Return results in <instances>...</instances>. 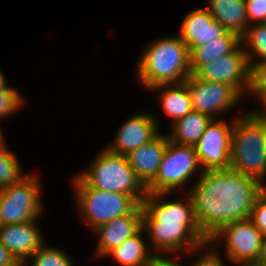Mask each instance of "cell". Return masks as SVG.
Segmentation results:
<instances>
[{"label": "cell", "mask_w": 266, "mask_h": 266, "mask_svg": "<svg viewBox=\"0 0 266 266\" xmlns=\"http://www.w3.org/2000/svg\"><path fill=\"white\" fill-rule=\"evenodd\" d=\"M248 91L261 100L266 95V61L250 63Z\"/></svg>", "instance_id": "26"}, {"label": "cell", "mask_w": 266, "mask_h": 266, "mask_svg": "<svg viewBox=\"0 0 266 266\" xmlns=\"http://www.w3.org/2000/svg\"><path fill=\"white\" fill-rule=\"evenodd\" d=\"M4 74L0 71V92L6 91L9 86L7 87V82Z\"/></svg>", "instance_id": "33"}, {"label": "cell", "mask_w": 266, "mask_h": 266, "mask_svg": "<svg viewBox=\"0 0 266 266\" xmlns=\"http://www.w3.org/2000/svg\"><path fill=\"white\" fill-rule=\"evenodd\" d=\"M217 251L209 250L206 253L203 254L200 259L197 260L192 266H224L222 263V260L220 258V255L216 254Z\"/></svg>", "instance_id": "30"}, {"label": "cell", "mask_w": 266, "mask_h": 266, "mask_svg": "<svg viewBox=\"0 0 266 266\" xmlns=\"http://www.w3.org/2000/svg\"><path fill=\"white\" fill-rule=\"evenodd\" d=\"M241 266H266V261L258 259L256 261L247 262Z\"/></svg>", "instance_id": "34"}, {"label": "cell", "mask_w": 266, "mask_h": 266, "mask_svg": "<svg viewBox=\"0 0 266 266\" xmlns=\"http://www.w3.org/2000/svg\"><path fill=\"white\" fill-rule=\"evenodd\" d=\"M3 135H2V131H1V129H0V151H7L8 150V148H7V146H5L4 144V141H3Z\"/></svg>", "instance_id": "37"}, {"label": "cell", "mask_w": 266, "mask_h": 266, "mask_svg": "<svg viewBox=\"0 0 266 266\" xmlns=\"http://www.w3.org/2000/svg\"><path fill=\"white\" fill-rule=\"evenodd\" d=\"M260 259L263 261H266V235L264 236V239H263V250H262V255Z\"/></svg>", "instance_id": "36"}, {"label": "cell", "mask_w": 266, "mask_h": 266, "mask_svg": "<svg viewBox=\"0 0 266 266\" xmlns=\"http://www.w3.org/2000/svg\"><path fill=\"white\" fill-rule=\"evenodd\" d=\"M230 168L258 180L266 176V117L254 110L234 122Z\"/></svg>", "instance_id": "4"}, {"label": "cell", "mask_w": 266, "mask_h": 266, "mask_svg": "<svg viewBox=\"0 0 266 266\" xmlns=\"http://www.w3.org/2000/svg\"><path fill=\"white\" fill-rule=\"evenodd\" d=\"M211 120L208 115L192 110L172 124L171 135H167L168 139L176 144L194 147Z\"/></svg>", "instance_id": "21"}, {"label": "cell", "mask_w": 266, "mask_h": 266, "mask_svg": "<svg viewBox=\"0 0 266 266\" xmlns=\"http://www.w3.org/2000/svg\"><path fill=\"white\" fill-rule=\"evenodd\" d=\"M19 162L12 151H0V189L18 183L22 175Z\"/></svg>", "instance_id": "24"}, {"label": "cell", "mask_w": 266, "mask_h": 266, "mask_svg": "<svg viewBox=\"0 0 266 266\" xmlns=\"http://www.w3.org/2000/svg\"><path fill=\"white\" fill-rule=\"evenodd\" d=\"M74 183L79 211L93 230L114 218L130 214L139 205L131 195L89 186L79 175Z\"/></svg>", "instance_id": "6"}, {"label": "cell", "mask_w": 266, "mask_h": 266, "mask_svg": "<svg viewBox=\"0 0 266 266\" xmlns=\"http://www.w3.org/2000/svg\"><path fill=\"white\" fill-rule=\"evenodd\" d=\"M197 182L189 195L198 226L208 240L223 226L248 219L266 187L231 168L202 171Z\"/></svg>", "instance_id": "1"}, {"label": "cell", "mask_w": 266, "mask_h": 266, "mask_svg": "<svg viewBox=\"0 0 266 266\" xmlns=\"http://www.w3.org/2000/svg\"><path fill=\"white\" fill-rule=\"evenodd\" d=\"M241 45V37L227 31L223 36L196 48H189L190 69L194 74L203 64L234 52Z\"/></svg>", "instance_id": "19"}, {"label": "cell", "mask_w": 266, "mask_h": 266, "mask_svg": "<svg viewBox=\"0 0 266 266\" xmlns=\"http://www.w3.org/2000/svg\"><path fill=\"white\" fill-rule=\"evenodd\" d=\"M208 3L206 9L214 20L240 37L245 33L249 26L245 0H209Z\"/></svg>", "instance_id": "18"}, {"label": "cell", "mask_w": 266, "mask_h": 266, "mask_svg": "<svg viewBox=\"0 0 266 266\" xmlns=\"http://www.w3.org/2000/svg\"><path fill=\"white\" fill-rule=\"evenodd\" d=\"M0 266H23L1 242H0Z\"/></svg>", "instance_id": "31"}, {"label": "cell", "mask_w": 266, "mask_h": 266, "mask_svg": "<svg viewBox=\"0 0 266 266\" xmlns=\"http://www.w3.org/2000/svg\"><path fill=\"white\" fill-rule=\"evenodd\" d=\"M234 123L212 119L194 146L202 171L230 169L231 136Z\"/></svg>", "instance_id": "10"}, {"label": "cell", "mask_w": 266, "mask_h": 266, "mask_svg": "<svg viewBox=\"0 0 266 266\" xmlns=\"http://www.w3.org/2000/svg\"><path fill=\"white\" fill-rule=\"evenodd\" d=\"M142 211L143 206L139 204L130 214L114 218L94 229L100 235L97 256H106L125 239L134 235L142 227Z\"/></svg>", "instance_id": "15"}, {"label": "cell", "mask_w": 266, "mask_h": 266, "mask_svg": "<svg viewBox=\"0 0 266 266\" xmlns=\"http://www.w3.org/2000/svg\"><path fill=\"white\" fill-rule=\"evenodd\" d=\"M249 219L255 225V227L262 233L263 236L266 235V187L257 196L254 207L251 210Z\"/></svg>", "instance_id": "28"}, {"label": "cell", "mask_w": 266, "mask_h": 266, "mask_svg": "<svg viewBox=\"0 0 266 266\" xmlns=\"http://www.w3.org/2000/svg\"><path fill=\"white\" fill-rule=\"evenodd\" d=\"M246 14L248 24L258 22L259 24L266 21V0H245Z\"/></svg>", "instance_id": "29"}, {"label": "cell", "mask_w": 266, "mask_h": 266, "mask_svg": "<svg viewBox=\"0 0 266 266\" xmlns=\"http://www.w3.org/2000/svg\"><path fill=\"white\" fill-rule=\"evenodd\" d=\"M260 102H262V107H264V110H262L260 113V110L259 111H255L258 115L262 116V117H266V95L260 100Z\"/></svg>", "instance_id": "35"}, {"label": "cell", "mask_w": 266, "mask_h": 266, "mask_svg": "<svg viewBox=\"0 0 266 266\" xmlns=\"http://www.w3.org/2000/svg\"><path fill=\"white\" fill-rule=\"evenodd\" d=\"M30 257H33L32 266H72V261L63 251L42 245Z\"/></svg>", "instance_id": "25"}, {"label": "cell", "mask_w": 266, "mask_h": 266, "mask_svg": "<svg viewBox=\"0 0 266 266\" xmlns=\"http://www.w3.org/2000/svg\"><path fill=\"white\" fill-rule=\"evenodd\" d=\"M227 31L206 8H198L185 17L179 36L188 48H196L223 36Z\"/></svg>", "instance_id": "16"}, {"label": "cell", "mask_w": 266, "mask_h": 266, "mask_svg": "<svg viewBox=\"0 0 266 266\" xmlns=\"http://www.w3.org/2000/svg\"><path fill=\"white\" fill-rule=\"evenodd\" d=\"M220 238L224 239L225 254L232 262L243 265L261 258L264 236L249 218L223 226L211 237L209 245Z\"/></svg>", "instance_id": "9"}, {"label": "cell", "mask_w": 266, "mask_h": 266, "mask_svg": "<svg viewBox=\"0 0 266 266\" xmlns=\"http://www.w3.org/2000/svg\"><path fill=\"white\" fill-rule=\"evenodd\" d=\"M36 220L0 226V242L23 265L43 245Z\"/></svg>", "instance_id": "14"}, {"label": "cell", "mask_w": 266, "mask_h": 266, "mask_svg": "<svg viewBox=\"0 0 266 266\" xmlns=\"http://www.w3.org/2000/svg\"><path fill=\"white\" fill-rule=\"evenodd\" d=\"M22 104L21 94L15 88L9 87L6 91L0 92V118L15 113Z\"/></svg>", "instance_id": "27"}, {"label": "cell", "mask_w": 266, "mask_h": 266, "mask_svg": "<svg viewBox=\"0 0 266 266\" xmlns=\"http://www.w3.org/2000/svg\"><path fill=\"white\" fill-rule=\"evenodd\" d=\"M142 232L144 233L143 227L107 255H111L122 266H149L155 254H151L148 250Z\"/></svg>", "instance_id": "20"}, {"label": "cell", "mask_w": 266, "mask_h": 266, "mask_svg": "<svg viewBox=\"0 0 266 266\" xmlns=\"http://www.w3.org/2000/svg\"><path fill=\"white\" fill-rule=\"evenodd\" d=\"M200 166L193 146L167 142L155 178L146 186L147 193H171L184 185Z\"/></svg>", "instance_id": "7"}, {"label": "cell", "mask_w": 266, "mask_h": 266, "mask_svg": "<svg viewBox=\"0 0 266 266\" xmlns=\"http://www.w3.org/2000/svg\"><path fill=\"white\" fill-rule=\"evenodd\" d=\"M167 194L147 193L142 202V227L149 231L155 250L173 254L182 249L197 251L208 245L209 240L198 226L190 195L183 203L159 200Z\"/></svg>", "instance_id": "2"}, {"label": "cell", "mask_w": 266, "mask_h": 266, "mask_svg": "<svg viewBox=\"0 0 266 266\" xmlns=\"http://www.w3.org/2000/svg\"><path fill=\"white\" fill-rule=\"evenodd\" d=\"M149 266H180V265L177 264L176 262L165 259L164 257L154 255Z\"/></svg>", "instance_id": "32"}, {"label": "cell", "mask_w": 266, "mask_h": 266, "mask_svg": "<svg viewBox=\"0 0 266 266\" xmlns=\"http://www.w3.org/2000/svg\"><path fill=\"white\" fill-rule=\"evenodd\" d=\"M96 157L89 170L79 176L89 185L108 192L131 195L139 204L146 198L147 190L129 165L127 156L105 148Z\"/></svg>", "instance_id": "5"}, {"label": "cell", "mask_w": 266, "mask_h": 266, "mask_svg": "<svg viewBox=\"0 0 266 266\" xmlns=\"http://www.w3.org/2000/svg\"><path fill=\"white\" fill-rule=\"evenodd\" d=\"M192 103V110L216 119L220 112L232 109L240 95L232 86L205 81L191 74L185 81ZM216 114V115H215Z\"/></svg>", "instance_id": "11"}, {"label": "cell", "mask_w": 266, "mask_h": 266, "mask_svg": "<svg viewBox=\"0 0 266 266\" xmlns=\"http://www.w3.org/2000/svg\"><path fill=\"white\" fill-rule=\"evenodd\" d=\"M39 180L28 174L18 183L0 189L1 225L37 220L42 210Z\"/></svg>", "instance_id": "8"}, {"label": "cell", "mask_w": 266, "mask_h": 266, "mask_svg": "<svg viewBox=\"0 0 266 266\" xmlns=\"http://www.w3.org/2000/svg\"><path fill=\"white\" fill-rule=\"evenodd\" d=\"M140 57L138 76L148 89L183 83L192 74L189 48L180 36L152 42Z\"/></svg>", "instance_id": "3"}, {"label": "cell", "mask_w": 266, "mask_h": 266, "mask_svg": "<svg viewBox=\"0 0 266 266\" xmlns=\"http://www.w3.org/2000/svg\"><path fill=\"white\" fill-rule=\"evenodd\" d=\"M165 86V87H164ZM161 90V105L163 110L167 115L172 117L174 121L182 119L188 113L192 111V103L189 94V90L186 84L179 83V84H169V85H159L153 87L149 90L152 91H160Z\"/></svg>", "instance_id": "22"}, {"label": "cell", "mask_w": 266, "mask_h": 266, "mask_svg": "<svg viewBox=\"0 0 266 266\" xmlns=\"http://www.w3.org/2000/svg\"><path fill=\"white\" fill-rule=\"evenodd\" d=\"M241 45L245 47L244 51L248 56L249 63L254 62L252 56L253 51V53L260 57V60L256 62L266 61V24H250L245 33L241 36ZM248 48H251V52Z\"/></svg>", "instance_id": "23"}, {"label": "cell", "mask_w": 266, "mask_h": 266, "mask_svg": "<svg viewBox=\"0 0 266 266\" xmlns=\"http://www.w3.org/2000/svg\"><path fill=\"white\" fill-rule=\"evenodd\" d=\"M168 140L167 135L158 134L152 141L126 155L129 165L145 187L157 174Z\"/></svg>", "instance_id": "17"}, {"label": "cell", "mask_w": 266, "mask_h": 266, "mask_svg": "<svg viewBox=\"0 0 266 266\" xmlns=\"http://www.w3.org/2000/svg\"><path fill=\"white\" fill-rule=\"evenodd\" d=\"M240 45L234 52L203 64L194 75L205 81L232 86L240 95L248 91L250 84V63Z\"/></svg>", "instance_id": "12"}, {"label": "cell", "mask_w": 266, "mask_h": 266, "mask_svg": "<svg viewBox=\"0 0 266 266\" xmlns=\"http://www.w3.org/2000/svg\"><path fill=\"white\" fill-rule=\"evenodd\" d=\"M157 122L155 117L146 113L132 116L119 129L115 142L106 148L117 154L128 155L159 134Z\"/></svg>", "instance_id": "13"}]
</instances>
